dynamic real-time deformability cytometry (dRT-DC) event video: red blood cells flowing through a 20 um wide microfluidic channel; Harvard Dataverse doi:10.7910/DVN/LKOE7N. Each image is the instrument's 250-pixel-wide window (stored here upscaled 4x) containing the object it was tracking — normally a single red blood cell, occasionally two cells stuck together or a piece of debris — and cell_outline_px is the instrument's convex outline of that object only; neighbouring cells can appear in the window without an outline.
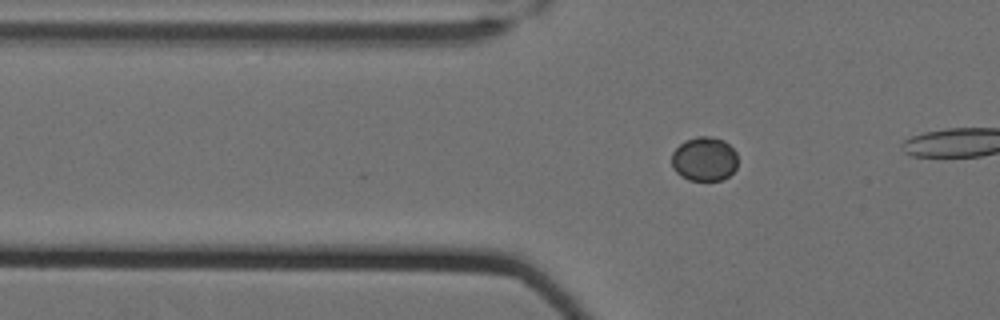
{"species": "Egyptian fruit bat (a non-hibernating species)", "species_latin": "Rousettus aegyptiacus", "temperature_condition": "cold", "stored_images_in_passage": 14, "camera_frame_rate_fps": 3000, "um_per_image_px": 0.085, "animal": {"sex": "female"}, "frame": {"image": 1, "passage_image": 3, "time_ms": 0.667, "image_size_px": [1000, 320], "cell_outline_px": [[736, 168], [728, 176], [720, 180], [688, 180], [680, 176], [672, 168], [672, 152], [684, 140], [696, 136], [708, 136], [724, 140], [736, 152]], "centroid_in_image_um": [59.84, 13.51], "position_along_channel_um": 66.0, "area_um2": 17.05}}
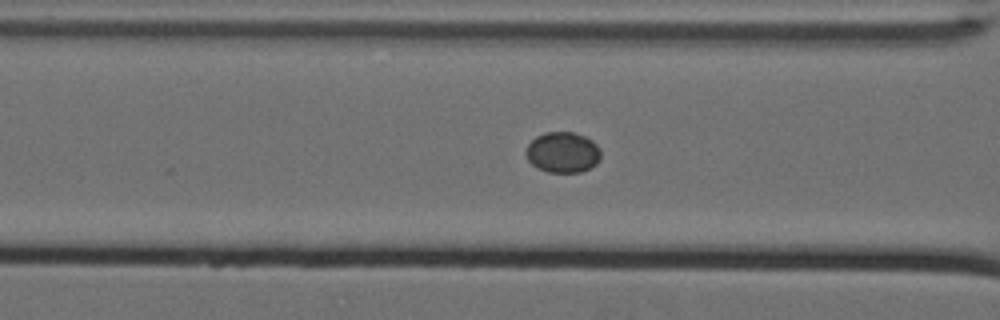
{"frame": {"image": 2, "passage_image": 8, "time_ms": 2.333, "image_size_px": [1000, 320], "cell_outline_px": [[600, 160], [596, 164], [580, 172], [548, 172], [536, 168], [528, 160], [524, 152], [528, 144], [536, 136], [544, 132], [572, 132], [584, 136], [592, 140], [600, 148]], "centroid_in_image_um": [47.81, 12.94], "position_along_channel_um": 118.8, "area_um2": 17.86}}
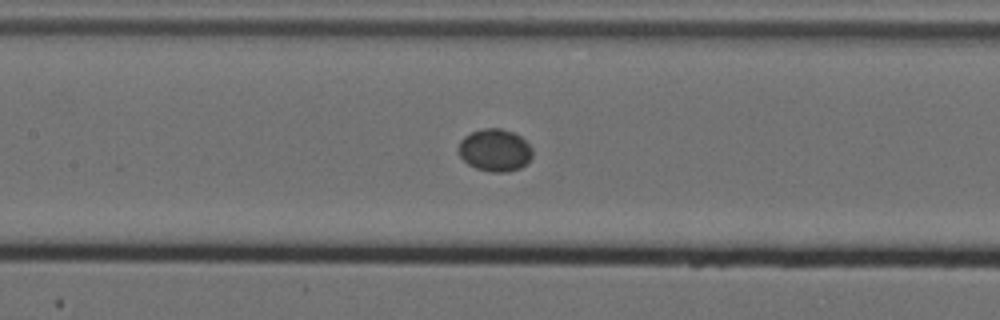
{"frame": {"image": 3, "passage_image": 12, "time_ms": 3.667, "image_size_px": [1000, 320], "cell_outline_px": [[532, 156], [520, 168], [508, 172], [492, 172], [476, 168], [468, 164], [460, 156], [460, 140], [464, 136], [472, 132], [484, 128], [500, 128], [512, 132], [520, 136], [532, 148]], "centroid_in_image_um": [42.07, 12.76], "position_along_channel_um": 165.3, "area_um2": 18.03}}